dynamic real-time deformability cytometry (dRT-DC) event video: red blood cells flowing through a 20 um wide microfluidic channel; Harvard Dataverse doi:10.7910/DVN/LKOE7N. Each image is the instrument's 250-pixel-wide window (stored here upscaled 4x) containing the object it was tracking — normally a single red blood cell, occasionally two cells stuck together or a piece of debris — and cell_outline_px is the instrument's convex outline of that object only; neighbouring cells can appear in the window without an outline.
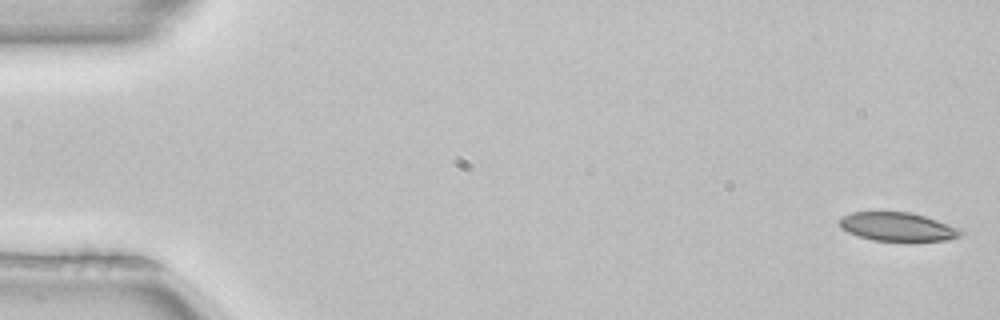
{"species": "common noctule bat (a hibernating species)", "species_latin": "Nyctalus noctula", "temperature_condition": "room temperature", "stored_images_in_passage": 5, "segment_of_instrument_passage": [1, 2], "camera_frame_rate_fps": 3000, "um_per_image_px": 0.085, "animal": {"sex": "female", "body_mass_g": 22.7, "forearm_length_mm": 54.2}, "frame": {"image": 1, "passage_image": 1, "time_ms": 0.0, "image_size_px": [1000, 320], "cell_outline_px": [[964, 232], [960, 236], [948, 240], [912, 244], [904, 244], [872, 240], [848, 232], [840, 228], [836, 220], [840, 216], [852, 212], [912, 212], [936, 220], [956, 228]], "centroid_in_image_um": [76.26, 19.33], "position_along_channel_um": 8.7, "area_um2": 21.21}}
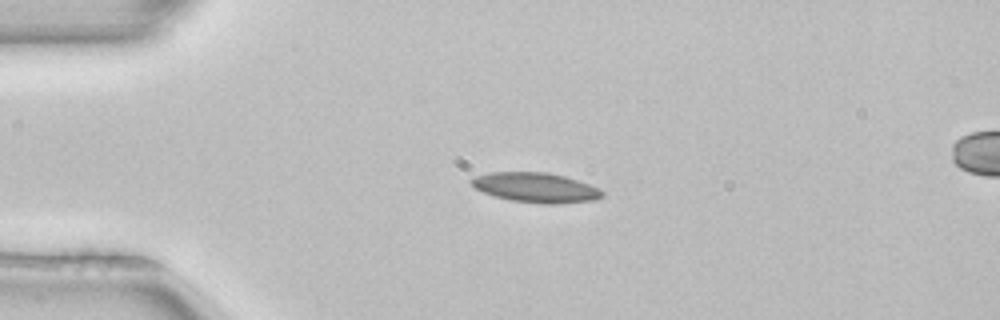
{"frame": {"image": 2, "passage_image": 4, "time_ms": 1.0, "image_size_px": [1000, 320], "cell_outline_px": [[604, 196], [596, 200], [560, 204], [540, 204], [512, 200], [496, 196], [484, 192], [476, 188], [468, 180], [476, 176], [492, 172], [548, 172], [564, 176], [600, 188], [604, 192]], "centroid_in_image_um": [45.59, 15.95], "position_along_channel_um": 39.4, "area_um2": 22.72}}